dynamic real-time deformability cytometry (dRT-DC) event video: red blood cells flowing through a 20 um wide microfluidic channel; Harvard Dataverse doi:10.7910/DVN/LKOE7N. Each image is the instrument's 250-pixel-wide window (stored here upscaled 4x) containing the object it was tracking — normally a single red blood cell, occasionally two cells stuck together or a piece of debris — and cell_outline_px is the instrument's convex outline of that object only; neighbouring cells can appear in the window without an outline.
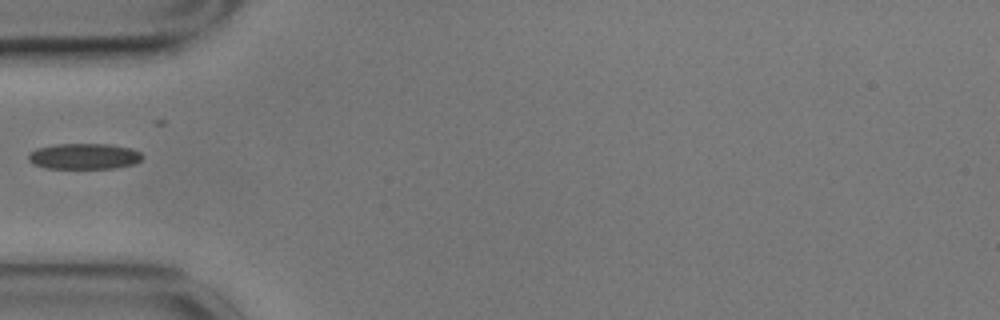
{"species": "common noctule bat (a hibernating species)", "species_latin": "Nyctalus noctula", "temperature_condition": "cold", "stored_images_in_passage": 16, "camera_frame_rate_fps": 3000, "um_per_image_px": 0.085, "animal": {"sex": "male", "body_mass_g": 17.9}, "frame": {"image": 1, "passage_image": 1, "time_ms": 0.0, "image_size_px": [1000, 320], "cell_outline_px": [[144, 156], [136, 164], [116, 168], [44, 168], [32, 164], [28, 160], [28, 152], [36, 148], [56, 144], [112, 144], [132, 148], [140, 152]], "centroid_in_image_um": [7.15, 13.28], "position_along_channel_um": 77.9, "area_um2": 17.46}}
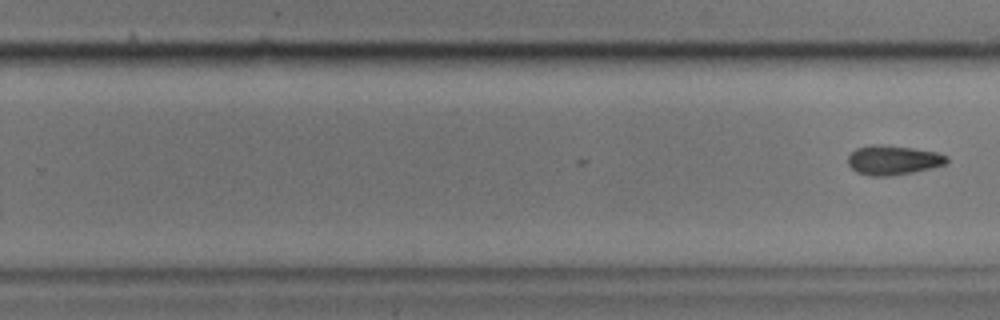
{"frame": {"image": 2, "passage_image": 16, "time_ms": 5.0, "image_size_px": [1000, 320], "cell_outline_px": [[948, 160], [944, 164], [932, 168], [912, 172], [888, 176], [872, 176], [856, 172], [848, 164], [848, 156], [856, 148], [872, 144], [880, 144], [912, 148], [936, 152], [948, 156]], "centroid_in_image_um": [75.89, 13.6], "position_along_channel_um": 253.9, "area_um2": 16.88}}